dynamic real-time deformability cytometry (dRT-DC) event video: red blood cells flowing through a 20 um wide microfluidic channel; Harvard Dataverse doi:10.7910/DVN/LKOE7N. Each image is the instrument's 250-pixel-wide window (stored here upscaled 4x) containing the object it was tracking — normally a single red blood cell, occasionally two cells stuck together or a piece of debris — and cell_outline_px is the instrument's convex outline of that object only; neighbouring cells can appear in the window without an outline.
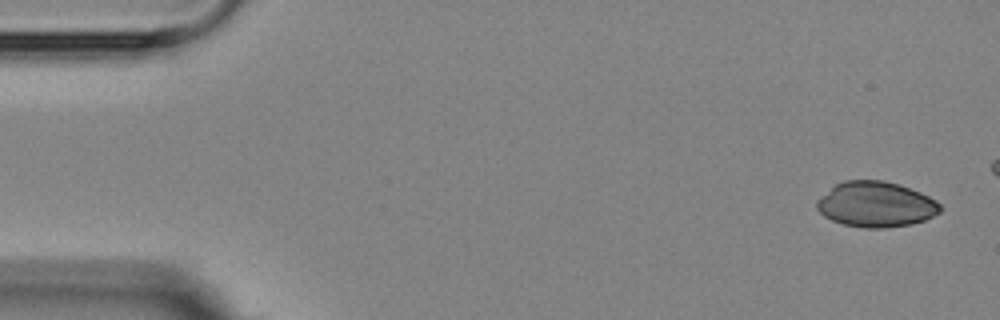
{"species": "Egyptian fruit bat (a non-hibernating species)", "species_latin": "Rousettus aegyptiacus", "temperature_condition": "room temperature", "stored_images_in_passage": 5, "camera_frame_rate_fps": 3000, "um_per_image_px": 0.085, "animal": {"sex": "female"}, "frame": {"image": 1, "passage_image": 1, "time_ms": 0.0, "image_size_px": [1000, 320], "cell_outline_px": [[940, 212], [924, 220], [912, 224], [884, 228], [864, 228], [844, 224], [832, 220], [824, 216], [816, 208], [816, 200], [836, 184], [844, 180], [884, 180], [920, 192], [936, 200], [940, 204]], "centroid_in_image_um": [74.43, 17.37], "position_along_channel_um": 10.6, "area_um2": 32.48}}